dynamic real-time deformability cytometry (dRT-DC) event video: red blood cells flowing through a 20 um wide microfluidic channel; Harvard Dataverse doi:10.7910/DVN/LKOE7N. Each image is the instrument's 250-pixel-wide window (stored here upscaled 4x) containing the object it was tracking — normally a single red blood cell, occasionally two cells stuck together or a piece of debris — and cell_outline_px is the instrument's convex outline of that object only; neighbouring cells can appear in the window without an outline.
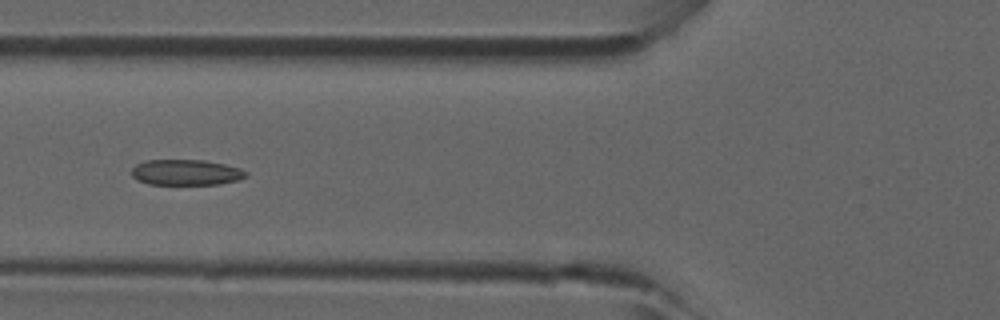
{"species": "common noctule bat (a hibernating species)", "species_latin": "Nyctalus noctula", "temperature_condition": "room temperature", "stored_images_in_passage": 4, "camera_frame_rate_fps": 3000, "um_per_image_px": 0.085, "animal": {"sex": "male", "forearm_length_mm": 52.5}, "frame": {"image": 1, "passage_image": 4, "time_ms": 1.0, "image_size_px": [1000, 320], "cell_outline_px": [[248, 176], [240, 180], [220, 184], [148, 184], [136, 180], [132, 176], [132, 168], [136, 164], [144, 160], [204, 160], [224, 164], [240, 168], [248, 172]], "centroid_in_image_um": [15.82, 14.65], "position_along_channel_um": 110.0, "area_um2": 17.28}}